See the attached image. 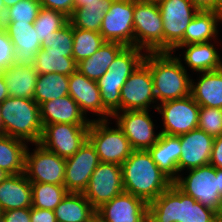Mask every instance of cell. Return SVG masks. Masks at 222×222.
Returning a JSON list of instances; mask_svg holds the SVG:
<instances>
[{"label":"cell","instance_id":"cell-41","mask_svg":"<svg viewBox=\"0 0 222 222\" xmlns=\"http://www.w3.org/2000/svg\"><path fill=\"white\" fill-rule=\"evenodd\" d=\"M198 128L212 137L222 135V108L200 107Z\"/></svg>","mask_w":222,"mask_h":222},{"label":"cell","instance_id":"cell-28","mask_svg":"<svg viewBox=\"0 0 222 222\" xmlns=\"http://www.w3.org/2000/svg\"><path fill=\"white\" fill-rule=\"evenodd\" d=\"M124 47L125 45L119 42L105 41L92 56L77 63V70L97 82Z\"/></svg>","mask_w":222,"mask_h":222},{"label":"cell","instance_id":"cell-43","mask_svg":"<svg viewBox=\"0 0 222 222\" xmlns=\"http://www.w3.org/2000/svg\"><path fill=\"white\" fill-rule=\"evenodd\" d=\"M41 7L63 12L70 17L74 11V0H39Z\"/></svg>","mask_w":222,"mask_h":222},{"label":"cell","instance_id":"cell-55","mask_svg":"<svg viewBox=\"0 0 222 222\" xmlns=\"http://www.w3.org/2000/svg\"><path fill=\"white\" fill-rule=\"evenodd\" d=\"M0 114H1V110H0ZM3 135H4V128H3L1 116H0V136H3Z\"/></svg>","mask_w":222,"mask_h":222},{"label":"cell","instance_id":"cell-36","mask_svg":"<svg viewBox=\"0 0 222 222\" xmlns=\"http://www.w3.org/2000/svg\"><path fill=\"white\" fill-rule=\"evenodd\" d=\"M105 42L99 32L73 27V59L76 63L92 56Z\"/></svg>","mask_w":222,"mask_h":222},{"label":"cell","instance_id":"cell-16","mask_svg":"<svg viewBox=\"0 0 222 222\" xmlns=\"http://www.w3.org/2000/svg\"><path fill=\"white\" fill-rule=\"evenodd\" d=\"M148 203L123 192L96 210V222H146Z\"/></svg>","mask_w":222,"mask_h":222},{"label":"cell","instance_id":"cell-48","mask_svg":"<svg viewBox=\"0 0 222 222\" xmlns=\"http://www.w3.org/2000/svg\"><path fill=\"white\" fill-rule=\"evenodd\" d=\"M9 97V92L6 86V82L3 73L0 72V104Z\"/></svg>","mask_w":222,"mask_h":222},{"label":"cell","instance_id":"cell-46","mask_svg":"<svg viewBox=\"0 0 222 222\" xmlns=\"http://www.w3.org/2000/svg\"><path fill=\"white\" fill-rule=\"evenodd\" d=\"M209 164L222 169V135L214 138Z\"/></svg>","mask_w":222,"mask_h":222},{"label":"cell","instance_id":"cell-21","mask_svg":"<svg viewBox=\"0 0 222 222\" xmlns=\"http://www.w3.org/2000/svg\"><path fill=\"white\" fill-rule=\"evenodd\" d=\"M40 113L43 127L56 123L90 125L91 121L85 117L70 95L42 103Z\"/></svg>","mask_w":222,"mask_h":222},{"label":"cell","instance_id":"cell-12","mask_svg":"<svg viewBox=\"0 0 222 222\" xmlns=\"http://www.w3.org/2000/svg\"><path fill=\"white\" fill-rule=\"evenodd\" d=\"M123 192L121 165L100 162L82 194L97 210Z\"/></svg>","mask_w":222,"mask_h":222},{"label":"cell","instance_id":"cell-7","mask_svg":"<svg viewBox=\"0 0 222 222\" xmlns=\"http://www.w3.org/2000/svg\"><path fill=\"white\" fill-rule=\"evenodd\" d=\"M186 177L179 175L173 182L185 194L203 206L215 210L222 217V196L219 194V176L211 164L187 170Z\"/></svg>","mask_w":222,"mask_h":222},{"label":"cell","instance_id":"cell-11","mask_svg":"<svg viewBox=\"0 0 222 222\" xmlns=\"http://www.w3.org/2000/svg\"><path fill=\"white\" fill-rule=\"evenodd\" d=\"M89 125L56 123L45 125L39 141L43 147L67 159L72 157L88 139Z\"/></svg>","mask_w":222,"mask_h":222},{"label":"cell","instance_id":"cell-19","mask_svg":"<svg viewBox=\"0 0 222 222\" xmlns=\"http://www.w3.org/2000/svg\"><path fill=\"white\" fill-rule=\"evenodd\" d=\"M69 95L86 118L88 111L96 115L97 120L112 118V115L103 107L97 82L88 79L78 70L69 76Z\"/></svg>","mask_w":222,"mask_h":222},{"label":"cell","instance_id":"cell-53","mask_svg":"<svg viewBox=\"0 0 222 222\" xmlns=\"http://www.w3.org/2000/svg\"><path fill=\"white\" fill-rule=\"evenodd\" d=\"M3 1H4V5H5L6 9H8L21 0H3Z\"/></svg>","mask_w":222,"mask_h":222},{"label":"cell","instance_id":"cell-45","mask_svg":"<svg viewBox=\"0 0 222 222\" xmlns=\"http://www.w3.org/2000/svg\"><path fill=\"white\" fill-rule=\"evenodd\" d=\"M31 222H57L55 212L48 209L30 207Z\"/></svg>","mask_w":222,"mask_h":222},{"label":"cell","instance_id":"cell-35","mask_svg":"<svg viewBox=\"0 0 222 222\" xmlns=\"http://www.w3.org/2000/svg\"><path fill=\"white\" fill-rule=\"evenodd\" d=\"M32 207L54 211L68 193L64 185L31 182Z\"/></svg>","mask_w":222,"mask_h":222},{"label":"cell","instance_id":"cell-22","mask_svg":"<svg viewBox=\"0 0 222 222\" xmlns=\"http://www.w3.org/2000/svg\"><path fill=\"white\" fill-rule=\"evenodd\" d=\"M32 207L31 182L23 173L9 175L0 183L2 211Z\"/></svg>","mask_w":222,"mask_h":222},{"label":"cell","instance_id":"cell-14","mask_svg":"<svg viewBox=\"0 0 222 222\" xmlns=\"http://www.w3.org/2000/svg\"><path fill=\"white\" fill-rule=\"evenodd\" d=\"M153 79L149 66L143 61L121 88V111L157 108Z\"/></svg>","mask_w":222,"mask_h":222},{"label":"cell","instance_id":"cell-24","mask_svg":"<svg viewBox=\"0 0 222 222\" xmlns=\"http://www.w3.org/2000/svg\"><path fill=\"white\" fill-rule=\"evenodd\" d=\"M191 79V96L200 107L222 108V68Z\"/></svg>","mask_w":222,"mask_h":222},{"label":"cell","instance_id":"cell-13","mask_svg":"<svg viewBox=\"0 0 222 222\" xmlns=\"http://www.w3.org/2000/svg\"><path fill=\"white\" fill-rule=\"evenodd\" d=\"M133 13L134 0H113L99 31L103 39L134 46Z\"/></svg>","mask_w":222,"mask_h":222},{"label":"cell","instance_id":"cell-17","mask_svg":"<svg viewBox=\"0 0 222 222\" xmlns=\"http://www.w3.org/2000/svg\"><path fill=\"white\" fill-rule=\"evenodd\" d=\"M66 160L63 185L68 192L83 193L100 160L91 142L87 139L81 148Z\"/></svg>","mask_w":222,"mask_h":222},{"label":"cell","instance_id":"cell-30","mask_svg":"<svg viewBox=\"0 0 222 222\" xmlns=\"http://www.w3.org/2000/svg\"><path fill=\"white\" fill-rule=\"evenodd\" d=\"M28 144L15 137L0 136V168L10 175L23 173Z\"/></svg>","mask_w":222,"mask_h":222},{"label":"cell","instance_id":"cell-50","mask_svg":"<svg viewBox=\"0 0 222 222\" xmlns=\"http://www.w3.org/2000/svg\"><path fill=\"white\" fill-rule=\"evenodd\" d=\"M101 0H74V9L78 7H83L86 3L100 2Z\"/></svg>","mask_w":222,"mask_h":222},{"label":"cell","instance_id":"cell-47","mask_svg":"<svg viewBox=\"0 0 222 222\" xmlns=\"http://www.w3.org/2000/svg\"><path fill=\"white\" fill-rule=\"evenodd\" d=\"M198 11H213L216 0H190Z\"/></svg>","mask_w":222,"mask_h":222},{"label":"cell","instance_id":"cell-10","mask_svg":"<svg viewBox=\"0 0 222 222\" xmlns=\"http://www.w3.org/2000/svg\"><path fill=\"white\" fill-rule=\"evenodd\" d=\"M157 113L162 115L163 129L160 133L180 136L198 128L200 106L191 95L168 100L157 105Z\"/></svg>","mask_w":222,"mask_h":222},{"label":"cell","instance_id":"cell-54","mask_svg":"<svg viewBox=\"0 0 222 222\" xmlns=\"http://www.w3.org/2000/svg\"><path fill=\"white\" fill-rule=\"evenodd\" d=\"M10 174L7 173L5 170L0 168V183L5 180Z\"/></svg>","mask_w":222,"mask_h":222},{"label":"cell","instance_id":"cell-34","mask_svg":"<svg viewBox=\"0 0 222 222\" xmlns=\"http://www.w3.org/2000/svg\"><path fill=\"white\" fill-rule=\"evenodd\" d=\"M146 52L135 46H125L110 64L106 73L107 77L128 79V77L144 61Z\"/></svg>","mask_w":222,"mask_h":222},{"label":"cell","instance_id":"cell-9","mask_svg":"<svg viewBox=\"0 0 222 222\" xmlns=\"http://www.w3.org/2000/svg\"><path fill=\"white\" fill-rule=\"evenodd\" d=\"M33 152L27 146L25 152L24 174L30 182L63 185L66 160L35 143Z\"/></svg>","mask_w":222,"mask_h":222},{"label":"cell","instance_id":"cell-38","mask_svg":"<svg viewBox=\"0 0 222 222\" xmlns=\"http://www.w3.org/2000/svg\"><path fill=\"white\" fill-rule=\"evenodd\" d=\"M127 79L107 77L103 75L97 85L100 90L103 107L113 116L121 111V88Z\"/></svg>","mask_w":222,"mask_h":222},{"label":"cell","instance_id":"cell-23","mask_svg":"<svg viewBox=\"0 0 222 222\" xmlns=\"http://www.w3.org/2000/svg\"><path fill=\"white\" fill-rule=\"evenodd\" d=\"M180 136L160 133L157 142L148 149L159 169L173 182L178 178V162L181 156Z\"/></svg>","mask_w":222,"mask_h":222},{"label":"cell","instance_id":"cell-27","mask_svg":"<svg viewBox=\"0 0 222 222\" xmlns=\"http://www.w3.org/2000/svg\"><path fill=\"white\" fill-rule=\"evenodd\" d=\"M3 73L9 96L33 99L38 72L33 65L12 64Z\"/></svg>","mask_w":222,"mask_h":222},{"label":"cell","instance_id":"cell-40","mask_svg":"<svg viewBox=\"0 0 222 222\" xmlns=\"http://www.w3.org/2000/svg\"><path fill=\"white\" fill-rule=\"evenodd\" d=\"M40 9L39 0H21L6 10L3 22L34 23Z\"/></svg>","mask_w":222,"mask_h":222},{"label":"cell","instance_id":"cell-8","mask_svg":"<svg viewBox=\"0 0 222 222\" xmlns=\"http://www.w3.org/2000/svg\"><path fill=\"white\" fill-rule=\"evenodd\" d=\"M163 21L164 52L176 53L183 45V37L190 21L198 10L190 0H158Z\"/></svg>","mask_w":222,"mask_h":222},{"label":"cell","instance_id":"cell-6","mask_svg":"<svg viewBox=\"0 0 222 222\" xmlns=\"http://www.w3.org/2000/svg\"><path fill=\"white\" fill-rule=\"evenodd\" d=\"M111 120L91 119L88 140L91 142L100 162L122 165L133 149L122 129L110 127Z\"/></svg>","mask_w":222,"mask_h":222},{"label":"cell","instance_id":"cell-15","mask_svg":"<svg viewBox=\"0 0 222 222\" xmlns=\"http://www.w3.org/2000/svg\"><path fill=\"white\" fill-rule=\"evenodd\" d=\"M112 119L122 129L133 150H148L159 139L160 132L155 133V124L149 110L119 111Z\"/></svg>","mask_w":222,"mask_h":222},{"label":"cell","instance_id":"cell-44","mask_svg":"<svg viewBox=\"0 0 222 222\" xmlns=\"http://www.w3.org/2000/svg\"><path fill=\"white\" fill-rule=\"evenodd\" d=\"M3 222H31L30 208L3 211Z\"/></svg>","mask_w":222,"mask_h":222},{"label":"cell","instance_id":"cell-5","mask_svg":"<svg viewBox=\"0 0 222 222\" xmlns=\"http://www.w3.org/2000/svg\"><path fill=\"white\" fill-rule=\"evenodd\" d=\"M134 46L144 52H164L163 21L157 1L134 0Z\"/></svg>","mask_w":222,"mask_h":222},{"label":"cell","instance_id":"cell-1","mask_svg":"<svg viewBox=\"0 0 222 222\" xmlns=\"http://www.w3.org/2000/svg\"><path fill=\"white\" fill-rule=\"evenodd\" d=\"M124 192L150 203L173 181L155 164L148 150H133L121 165Z\"/></svg>","mask_w":222,"mask_h":222},{"label":"cell","instance_id":"cell-52","mask_svg":"<svg viewBox=\"0 0 222 222\" xmlns=\"http://www.w3.org/2000/svg\"><path fill=\"white\" fill-rule=\"evenodd\" d=\"M216 176H219V194L222 196V169L216 168Z\"/></svg>","mask_w":222,"mask_h":222},{"label":"cell","instance_id":"cell-20","mask_svg":"<svg viewBox=\"0 0 222 222\" xmlns=\"http://www.w3.org/2000/svg\"><path fill=\"white\" fill-rule=\"evenodd\" d=\"M2 27L15 48V65H33L36 54L41 49V42L33 23L2 22Z\"/></svg>","mask_w":222,"mask_h":222},{"label":"cell","instance_id":"cell-51","mask_svg":"<svg viewBox=\"0 0 222 222\" xmlns=\"http://www.w3.org/2000/svg\"><path fill=\"white\" fill-rule=\"evenodd\" d=\"M6 7L4 5V1L0 0V24L2 25V22L4 20L5 14H6Z\"/></svg>","mask_w":222,"mask_h":222},{"label":"cell","instance_id":"cell-29","mask_svg":"<svg viewBox=\"0 0 222 222\" xmlns=\"http://www.w3.org/2000/svg\"><path fill=\"white\" fill-rule=\"evenodd\" d=\"M221 19L214 11H198L190 21L183 37V45L218 40Z\"/></svg>","mask_w":222,"mask_h":222},{"label":"cell","instance_id":"cell-31","mask_svg":"<svg viewBox=\"0 0 222 222\" xmlns=\"http://www.w3.org/2000/svg\"><path fill=\"white\" fill-rule=\"evenodd\" d=\"M113 0L86 3L83 7L75 8L69 17V23L74 28L99 32L105 13Z\"/></svg>","mask_w":222,"mask_h":222},{"label":"cell","instance_id":"cell-32","mask_svg":"<svg viewBox=\"0 0 222 222\" xmlns=\"http://www.w3.org/2000/svg\"><path fill=\"white\" fill-rule=\"evenodd\" d=\"M66 95H69V76L59 73L38 75L33 100L39 106Z\"/></svg>","mask_w":222,"mask_h":222},{"label":"cell","instance_id":"cell-37","mask_svg":"<svg viewBox=\"0 0 222 222\" xmlns=\"http://www.w3.org/2000/svg\"><path fill=\"white\" fill-rule=\"evenodd\" d=\"M69 23V17L63 12L41 7L33 25L38 34V40L42 43L53 35L54 31L62 29Z\"/></svg>","mask_w":222,"mask_h":222},{"label":"cell","instance_id":"cell-4","mask_svg":"<svg viewBox=\"0 0 222 222\" xmlns=\"http://www.w3.org/2000/svg\"><path fill=\"white\" fill-rule=\"evenodd\" d=\"M1 121L4 135L39 143L43 124L40 106L30 98L7 97L1 104Z\"/></svg>","mask_w":222,"mask_h":222},{"label":"cell","instance_id":"cell-25","mask_svg":"<svg viewBox=\"0 0 222 222\" xmlns=\"http://www.w3.org/2000/svg\"><path fill=\"white\" fill-rule=\"evenodd\" d=\"M214 43H194L187 45H180L176 48L184 49V63L187 65L189 70L200 72L215 71L222 68V58L218 48L215 47Z\"/></svg>","mask_w":222,"mask_h":222},{"label":"cell","instance_id":"cell-56","mask_svg":"<svg viewBox=\"0 0 222 222\" xmlns=\"http://www.w3.org/2000/svg\"><path fill=\"white\" fill-rule=\"evenodd\" d=\"M0 222H3V211L1 208H0Z\"/></svg>","mask_w":222,"mask_h":222},{"label":"cell","instance_id":"cell-39","mask_svg":"<svg viewBox=\"0 0 222 222\" xmlns=\"http://www.w3.org/2000/svg\"><path fill=\"white\" fill-rule=\"evenodd\" d=\"M41 48L45 52L65 53V57H73V26L68 23L54 31L52 36L42 41Z\"/></svg>","mask_w":222,"mask_h":222},{"label":"cell","instance_id":"cell-3","mask_svg":"<svg viewBox=\"0 0 222 222\" xmlns=\"http://www.w3.org/2000/svg\"><path fill=\"white\" fill-rule=\"evenodd\" d=\"M150 222H222L213 209L185 194L174 183L148 203Z\"/></svg>","mask_w":222,"mask_h":222},{"label":"cell","instance_id":"cell-33","mask_svg":"<svg viewBox=\"0 0 222 222\" xmlns=\"http://www.w3.org/2000/svg\"><path fill=\"white\" fill-rule=\"evenodd\" d=\"M33 66L39 75L59 73L70 76L77 70L73 57H65V53L45 52L42 48L36 54Z\"/></svg>","mask_w":222,"mask_h":222},{"label":"cell","instance_id":"cell-26","mask_svg":"<svg viewBox=\"0 0 222 222\" xmlns=\"http://www.w3.org/2000/svg\"><path fill=\"white\" fill-rule=\"evenodd\" d=\"M54 212L57 222H96V209L82 193L68 192Z\"/></svg>","mask_w":222,"mask_h":222},{"label":"cell","instance_id":"cell-49","mask_svg":"<svg viewBox=\"0 0 222 222\" xmlns=\"http://www.w3.org/2000/svg\"><path fill=\"white\" fill-rule=\"evenodd\" d=\"M213 11L219 16L221 19L220 23H222V0L215 1V8Z\"/></svg>","mask_w":222,"mask_h":222},{"label":"cell","instance_id":"cell-18","mask_svg":"<svg viewBox=\"0 0 222 222\" xmlns=\"http://www.w3.org/2000/svg\"><path fill=\"white\" fill-rule=\"evenodd\" d=\"M214 137L196 128L180 135L181 156L178 162V176L183 170H190L209 164Z\"/></svg>","mask_w":222,"mask_h":222},{"label":"cell","instance_id":"cell-42","mask_svg":"<svg viewBox=\"0 0 222 222\" xmlns=\"http://www.w3.org/2000/svg\"><path fill=\"white\" fill-rule=\"evenodd\" d=\"M15 48L3 27L0 28V72L14 64Z\"/></svg>","mask_w":222,"mask_h":222},{"label":"cell","instance_id":"cell-2","mask_svg":"<svg viewBox=\"0 0 222 222\" xmlns=\"http://www.w3.org/2000/svg\"><path fill=\"white\" fill-rule=\"evenodd\" d=\"M172 52H147L144 62L149 66L153 79L156 105L191 94V77L181 62V55ZM186 67V68H185Z\"/></svg>","mask_w":222,"mask_h":222}]
</instances>
